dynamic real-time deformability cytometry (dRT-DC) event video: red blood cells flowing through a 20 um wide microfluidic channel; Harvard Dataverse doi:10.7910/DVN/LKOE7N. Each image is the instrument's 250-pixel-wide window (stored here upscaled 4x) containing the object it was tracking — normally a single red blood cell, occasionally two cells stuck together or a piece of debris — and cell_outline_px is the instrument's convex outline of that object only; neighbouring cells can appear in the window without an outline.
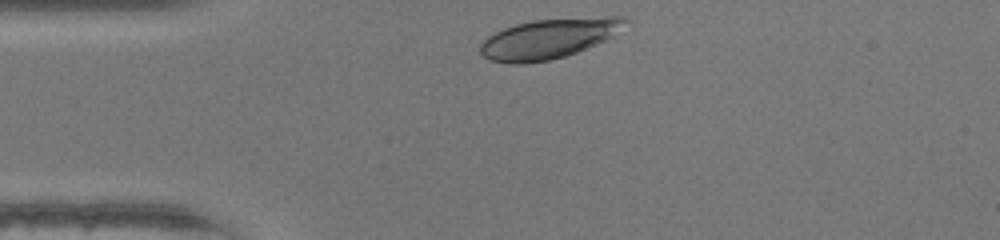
{"species": "human", "species_latin": "Homo sapiens", "temperature_condition": "warm", "stored_images_in_passage": 28, "camera_frame_rate_fps": 3000, "um_per_image_px": 0.085, "donor": {"sex": "female"}, "frame": {"image": 1, "passage_image": 1, "time_ms": 0.0, "image_size_px": [1000, 240], "cell_outline_px": [[628, 20], [612, 36], [604, 40], [576, 52], [564, 56], [548, 60], [524, 64], [508, 64], [488, 60], [480, 52], [480, 44], [488, 36], [504, 28], [516, 24], [532, 20], [608, 16], [624, 16]], "centroid_in_image_um": [46.58, 3.29], "position_along_channel_um": 38.4, "area_um2": 33.41}}
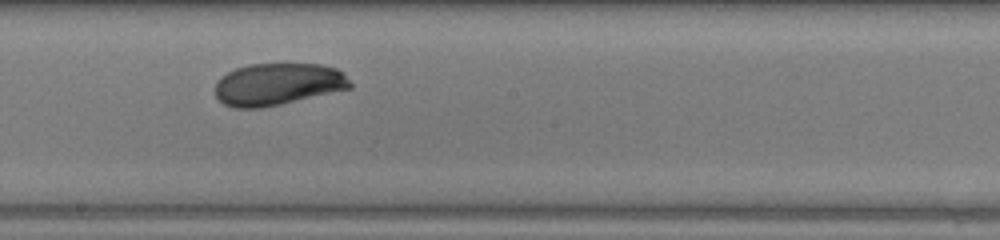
{"frame": {"image": 2, "passage_image": 16, "time_ms": 5.0, "image_size_px": [1000, 240], "cell_outline_px": [[352, 88], [280, 104], [260, 108], [236, 108], [224, 104], [216, 96], [216, 80], [220, 76], [236, 68], [248, 64], [320, 64], [336, 68], [344, 72], [352, 84]], "centroid_in_image_um": [23.62, 7.15], "position_along_channel_um": 224.6, "area_um2": 33.18}}
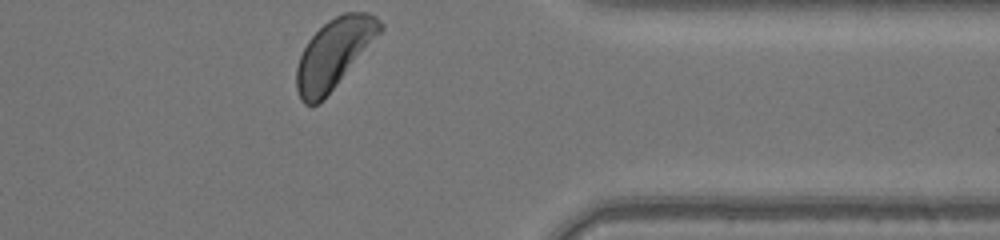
{"frame": {"image": 3, "passage_image": 28, "time_ms": 9.0, "image_size_px": [1000, 240], "cell_outline_px": [[384, 28], [336, 84], [316, 104], [304, 104], [300, 100], [296, 88], [296, 68], [300, 56], [308, 40], [328, 20], [344, 12], [368, 12], [376, 16], [384, 24]], "centroid_in_image_um": [28.38, 4.5], "position_along_channel_um": 383.0, "area_um2": 32.89}, "authors_computed_cell_mechanics": {"area_um2": 33.5818, "velocity_mm_per_s": 4.3333, "shape_relaxation_time_tau1_ms": 3.6299, "shape_relaxation_time_tau2_ms": null, "deformation_change_tau1": 0.1206, "deformation_change_tau2": null}}